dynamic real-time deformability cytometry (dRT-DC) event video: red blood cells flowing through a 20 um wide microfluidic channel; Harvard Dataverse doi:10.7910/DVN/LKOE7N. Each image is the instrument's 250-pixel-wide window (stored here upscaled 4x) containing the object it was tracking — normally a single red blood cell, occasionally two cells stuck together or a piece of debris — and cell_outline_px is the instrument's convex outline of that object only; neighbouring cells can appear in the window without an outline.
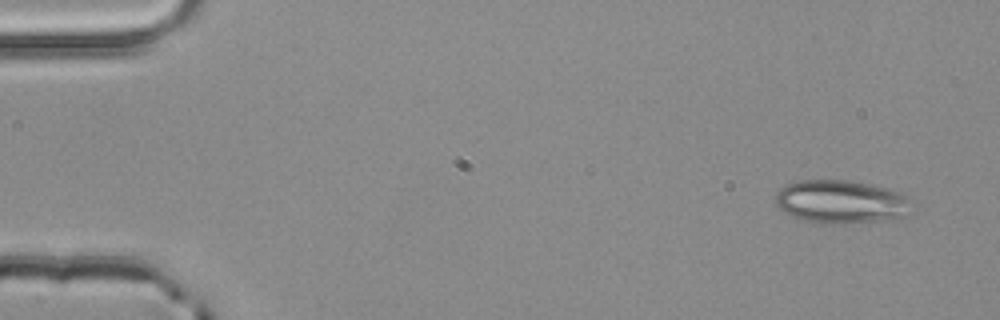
{"species": "common noctule bat (a hibernating species)", "species_latin": "Nyctalus noctula", "temperature_condition": "room temperature", "stored_images_in_passage": 3, "camera_frame_rate_fps": 3000, "um_per_image_px": 0.085, "animal": {"sex": "male", "body_mass_g": 20.4}, "frame": {"image": 1, "passage_image": 1, "time_ms": 0.0, "image_size_px": [1000, 320], "cell_outline_px": [[912, 212], [908, 216], [896, 220], [848, 224], [820, 224], [804, 220], [792, 216], [784, 212], [776, 204], [776, 196], [780, 188], [784, 184], [800, 180], [848, 180], [888, 188], [904, 192], [912, 200]], "centroid_in_image_um": [71.6, 17.17], "position_along_channel_um": 13.4, "area_um2": 35.49}}